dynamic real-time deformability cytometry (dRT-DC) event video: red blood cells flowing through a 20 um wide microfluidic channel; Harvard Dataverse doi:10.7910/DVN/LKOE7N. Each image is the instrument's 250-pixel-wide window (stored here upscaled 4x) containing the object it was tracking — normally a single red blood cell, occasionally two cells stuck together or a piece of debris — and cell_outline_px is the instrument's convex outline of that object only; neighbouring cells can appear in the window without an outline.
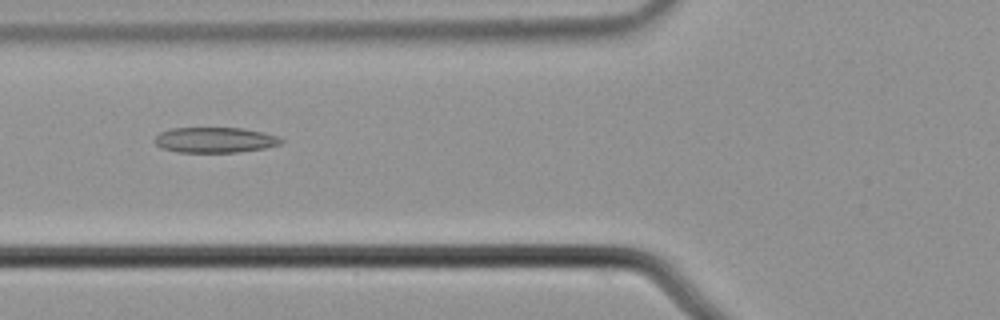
{"species": "common noctule bat (a hibernating species)", "species_latin": "Nyctalus noctula", "temperature_condition": "cold", "stored_images_in_passage": 5, "camera_frame_rate_fps": 3000, "um_per_image_px": 0.085, "animal": {"sex": "male", "body_mass_g": 21.5, "forearm_length_mm": 52.0}, "frame": {"image": 1, "passage_image": 3, "time_ms": 0.667, "image_size_px": [1000, 320], "cell_outline_px": [[284, 140], [280, 144], [264, 148], [236, 152], [176, 152], [160, 148], [152, 140], [160, 132], [172, 128], [244, 128], [264, 132], [276, 136]], "centroid_in_image_um": [18.23, 11.89], "position_along_channel_um": 107.6, "area_um2": 18.79}}
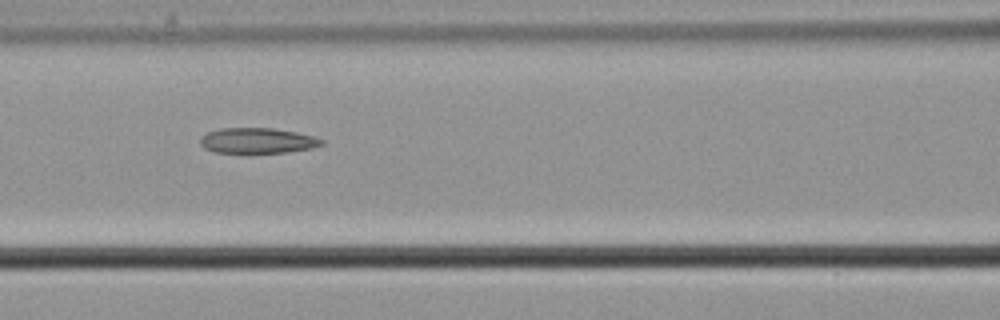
{"frame": {"image": 2, "passage_image": 4, "time_ms": 1.0, "image_size_px": [1000, 320], "cell_outline_px": [[324, 144], [312, 148], [284, 152], [216, 152], [204, 148], [200, 144], [200, 136], [208, 132], [220, 128], [272, 128], [296, 132], [312, 136], [324, 140]], "centroid_in_image_um": [21.86, 11.94], "position_along_channel_um": 144.7, "area_um2": 17.8}}
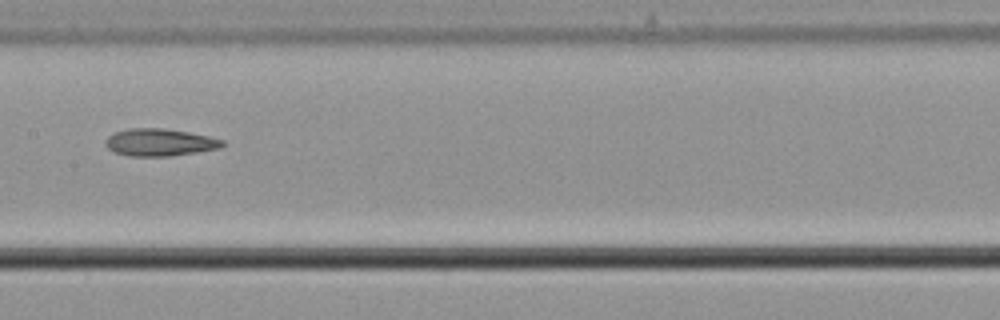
{"frame": {"image": 3, "passage_image": 5, "time_ms": 1.333, "image_size_px": [1000, 320], "cell_outline_px": [[224, 144], [220, 148], [196, 152], [168, 156], [128, 156], [112, 152], [104, 144], [104, 140], [112, 132], [128, 128], [164, 128], [188, 132], [208, 136], [224, 140]], "centroid_in_image_um": [13.51, 12.09], "position_along_channel_um": 193.9, "area_um2": 18.79}}